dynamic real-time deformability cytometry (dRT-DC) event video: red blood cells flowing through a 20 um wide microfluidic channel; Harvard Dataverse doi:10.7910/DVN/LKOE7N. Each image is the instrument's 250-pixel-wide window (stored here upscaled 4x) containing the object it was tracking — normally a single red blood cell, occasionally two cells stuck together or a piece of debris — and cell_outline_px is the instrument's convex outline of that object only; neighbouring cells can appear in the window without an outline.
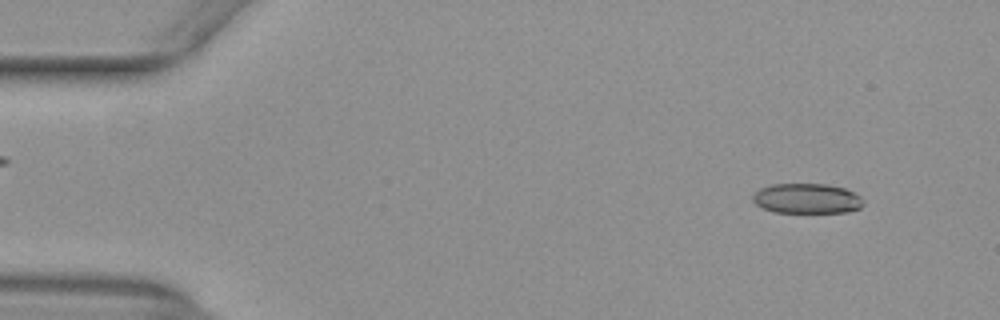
{"species": "common noctule bat (a hibernating species)", "species_latin": "Nyctalus noctula", "temperature_condition": "warm", "stored_images_in_passage": 52, "camera_frame_rate_fps": 3000, "um_per_image_px": 0.085, "animal": {"sex": "female", "body_mass_g": 29.2, "forearm_length_mm": 56.3}, "frame": {"image": 1, "passage_image": 5, "time_ms": 1.333, "image_size_px": [1000, 320], "cell_outline_px": [[864, 204], [860, 208], [848, 212], [772, 212], [756, 204], [752, 200], [752, 192], [760, 188], [772, 184], [828, 184], [844, 188], [860, 196], [864, 200]], "centroid_in_image_um": [68.57, 16.87], "position_along_channel_um": 16.4, "area_um2": 19.48}}
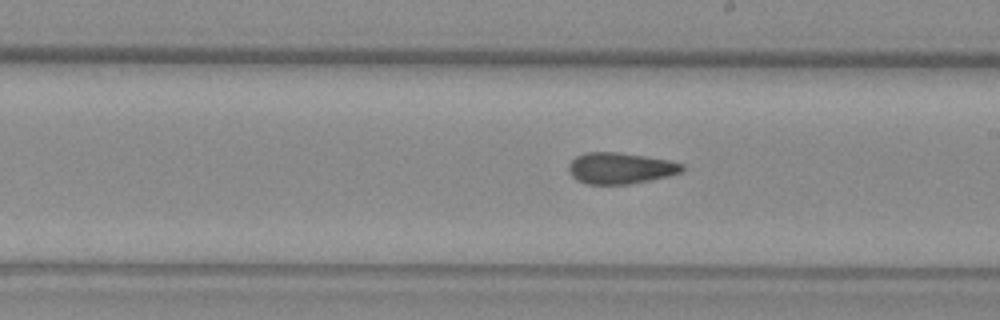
{"frame": {"image": 2, "passage_image": 30, "time_ms": 9.667, "image_size_px": [1000, 320], "cell_outline_px": [[684, 172], [668, 176], [632, 184], [588, 184], [576, 180], [572, 176], [568, 168], [568, 164], [576, 156], [588, 152], [616, 152], [644, 156], [668, 160], [684, 164]], "centroid_in_image_um": [52.74, 14.3], "position_along_channel_um": 236.3, "area_um2": 20.69}}
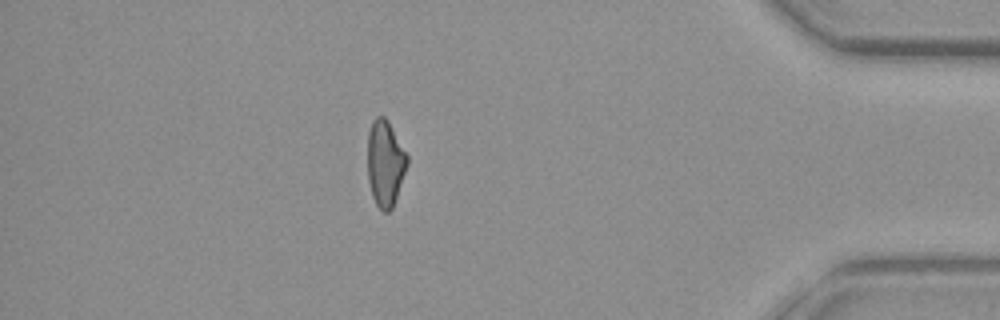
{"frame": {"image": 3, "passage_image": 46, "time_ms": 15.0, "image_size_px": [1000, 320], "cell_outline_px": [[408, 164], [392, 208], [388, 212], [384, 212], [376, 204], [372, 196], [368, 180], [368, 132], [372, 120], [376, 116], [384, 116], [388, 120], [408, 156]], "centroid_in_image_um": [32.73, 13.85], "position_along_channel_um": 402.5, "area_um2": 19.83}, "authors_computed_cell_mechanics": {"area_um2": 20.6346, "velocity_mm_per_s": 3.9641, "shape_relaxation_time_tau1_ms": null, "shape_relaxation_time_tau2_ms": 3.3765, "deformation_change_tau1": null, "deformation_change_tau2": 0.1064}}